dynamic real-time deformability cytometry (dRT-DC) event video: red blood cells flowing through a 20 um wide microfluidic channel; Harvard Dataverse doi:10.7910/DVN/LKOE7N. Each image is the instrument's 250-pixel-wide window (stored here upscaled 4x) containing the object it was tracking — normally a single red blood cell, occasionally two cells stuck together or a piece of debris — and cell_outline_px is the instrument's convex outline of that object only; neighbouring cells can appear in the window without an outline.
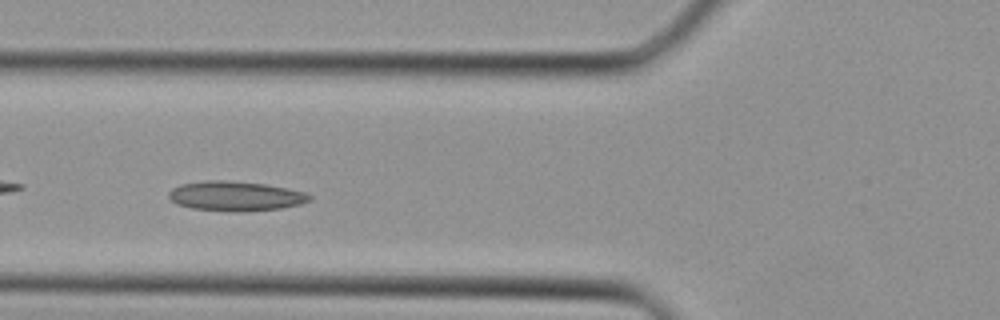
{"species": "Egyptian fruit bat (a non-hibernating species)", "species_latin": "Rousettus aegyptiacus", "temperature_condition": "cold", "stored_images_in_passage": 30, "camera_frame_rate_fps": 3000, "um_per_image_px": 0.085, "animal": {"sex": "female"}, "frame": {"image": 1, "passage_image": 5, "time_ms": 1.333, "image_size_px": [1000, 320], "cell_outline_px": [[312, 200], [300, 204], [280, 208], [236, 212], [232, 212], [192, 208], [176, 204], [168, 196], [168, 192], [172, 188], [180, 184], [204, 180], [224, 180], [264, 184], [288, 188], [304, 192], [312, 196]], "centroid_in_image_um": [20.0, 16.66], "position_along_channel_um": 105.8, "area_um2": 24.39}}
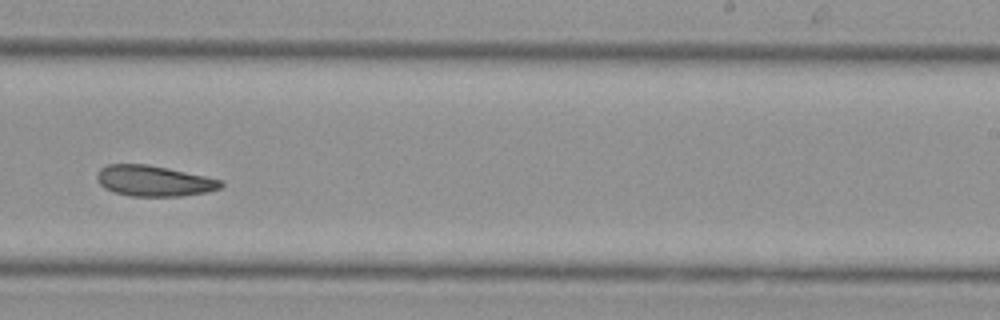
{"frame": {"image": 2, "passage_image": 15, "time_ms": 4.667, "image_size_px": [1000, 320], "cell_outline_px": [[224, 184], [220, 188], [208, 192], [180, 196], [132, 196], [116, 192], [104, 188], [96, 180], [96, 176], [100, 168], [108, 164], [148, 164], [168, 168], [224, 180]], "centroid_in_image_um": [13.09, 15.37], "position_along_channel_um": 275.9, "area_um2": 22.25}}
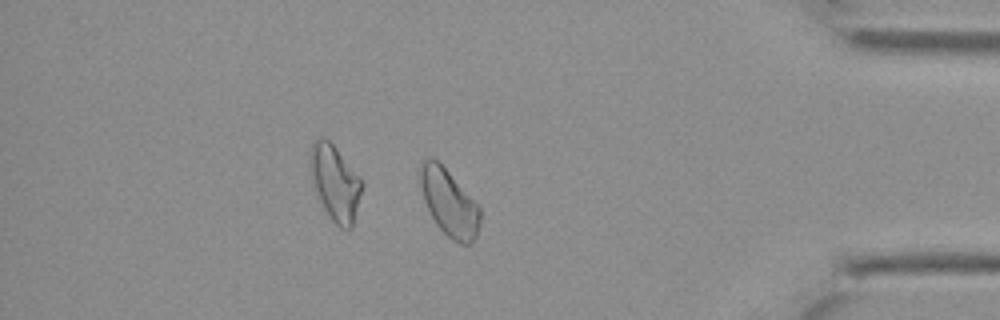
{"frame": {"image": 3, "passage_image": 24, "time_ms": 7.667, "image_size_px": [1000, 320], "cell_outline_px": [[480, 224], [476, 236], [472, 244], [460, 244], [452, 240], [436, 224], [424, 200], [420, 184], [420, 168], [424, 160], [432, 156], [448, 172], [480, 208]], "centroid_in_image_um": [38.17, 17.27], "position_along_channel_um": 397.0, "area_um2": 22.72}}